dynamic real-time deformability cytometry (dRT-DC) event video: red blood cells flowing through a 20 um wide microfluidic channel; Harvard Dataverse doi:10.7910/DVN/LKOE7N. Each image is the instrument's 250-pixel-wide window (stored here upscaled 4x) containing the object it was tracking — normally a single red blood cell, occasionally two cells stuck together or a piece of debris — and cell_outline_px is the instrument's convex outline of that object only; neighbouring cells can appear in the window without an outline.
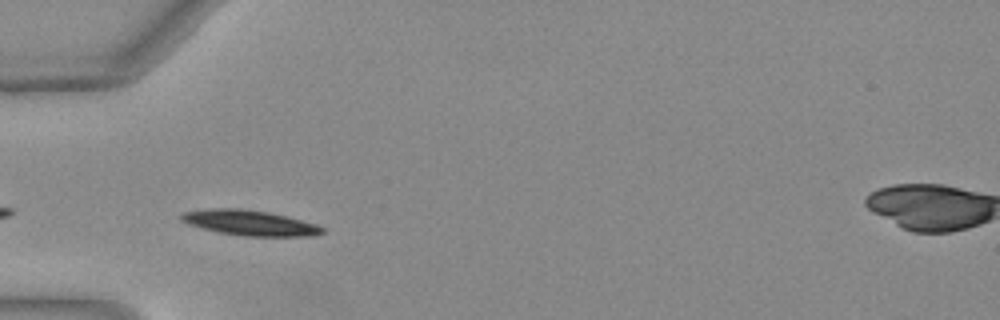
{"species": "Egyptian fruit bat (a non-hibernating species)", "species_latin": "Rousettus aegyptiacus", "temperature_condition": "warm", "stored_images_in_passage": 36, "camera_frame_rate_fps": 3000, "um_per_image_px": 0.085, "animal": {"sex": "female"}, "frame": {"image": 1, "passage_image": 2, "time_ms": 0.333, "image_size_px": [1000, 320], "cell_outline_px": [[324, 232], [308, 236], [244, 236], [220, 232], [188, 224], [180, 220], [180, 216], [184, 212], [212, 208], [240, 208], [268, 212], [316, 224], [324, 228]], "centroid_in_image_um": [21.21, 18.94], "position_along_channel_um": 63.8, "area_um2": 20.4}}
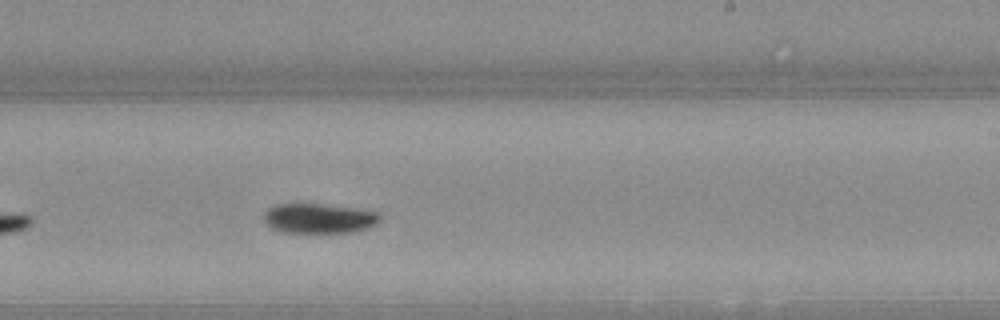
{"frame": {"image": 2, "passage_image": 17, "time_ms": 5.333, "image_size_px": [1000, 320], "cell_outline_px": [[380, 216], [376, 224], [368, 228], [356, 232], [328, 236], [280, 232], [272, 228], [264, 220], [264, 212], [268, 208], [276, 204], [316, 204], [352, 208], [376, 212]], "centroid_in_image_um": [27.09, 18.64], "position_along_channel_um": 261.9, "area_um2": 20.98}}
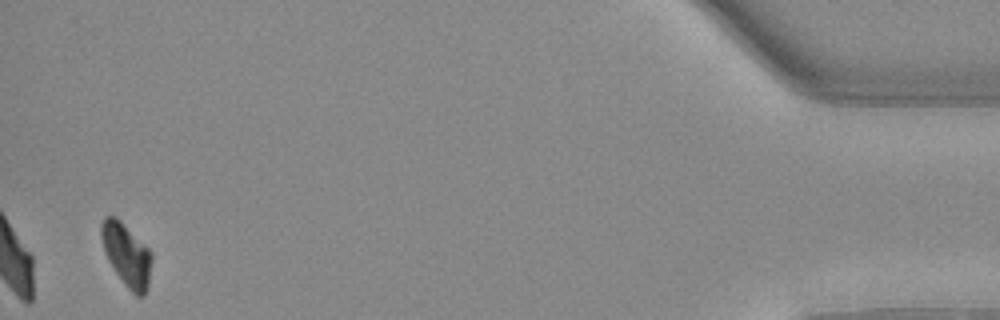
{"frame": {"image": 3, "passage_image": 35, "time_ms": 11.333, "image_size_px": [1000, 320], "cell_outline_px": [[152, 260], [148, 288], [144, 296], [136, 296], [128, 288], [116, 272], [108, 260], [104, 252], [100, 236], [100, 224], [104, 216], [116, 216], [152, 252]], "centroid_in_image_um": [10.75, 21.64], "position_along_channel_um": 424.4, "area_um2": 18.5}, "authors_computed_cell_mechanics": {"area_um2": 19.9699, "velocity_mm_per_s": 4.0261, "shape_relaxation_time_tau1_ms": 2.6887, "shape_relaxation_time_tau2_ms": null, "deformation_change_tau1": 0.1399, "deformation_change_tau2": null}}